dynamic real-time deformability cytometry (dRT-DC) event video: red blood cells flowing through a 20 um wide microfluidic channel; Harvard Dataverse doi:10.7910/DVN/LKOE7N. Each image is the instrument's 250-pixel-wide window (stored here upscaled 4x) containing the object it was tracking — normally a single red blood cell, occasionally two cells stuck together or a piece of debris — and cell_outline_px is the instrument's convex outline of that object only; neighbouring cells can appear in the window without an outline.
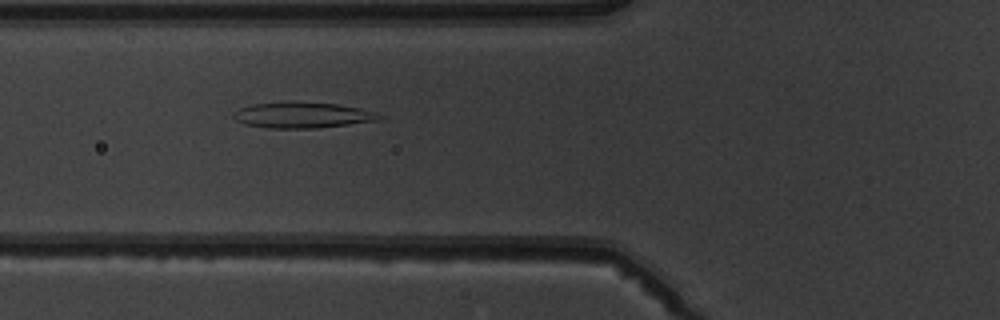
{"species": "common noctule bat (a hibernating species)", "species_latin": "Nyctalus noctula", "temperature_condition": "warm", "stored_images_in_passage": 3, "camera_frame_rate_fps": 3000, "um_per_image_px": 0.085, "animal": {"sex": "male", "body_mass_g": 19.5, "forearm_length_mm": 54.6}, "frame": {"image": 1, "passage_image": 3, "time_ms": 2.333, "image_size_px": [1000, 320], "cell_outline_px": [[384, 116], [380, 120], [316, 128], [268, 128], [244, 124], [236, 120], [232, 116], [232, 112], [240, 108], [252, 104], [288, 100], [296, 100], [340, 104], [360, 108], [376, 112]], "centroid_in_image_um": [25.69, 9.75], "position_along_channel_um": 100.1, "area_um2": 22.54}}